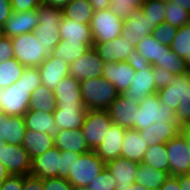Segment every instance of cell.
Here are the masks:
<instances>
[{
    "label": "cell",
    "mask_w": 190,
    "mask_h": 190,
    "mask_svg": "<svg viewBox=\"0 0 190 190\" xmlns=\"http://www.w3.org/2000/svg\"><path fill=\"white\" fill-rule=\"evenodd\" d=\"M41 85L38 67H25L19 80L0 89V111L10 116H24L29 110L31 94Z\"/></svg>",
    "instance_id": "obj_1"
},
{
    "label": "cell",
    "mask_w": 190,
    "mask_h": 190,
    "mask_svg": "<svg viewBox=\"0 0 190 190\" xmlns=\"http://www.w3.org/2000/svg\"><path fill=\"white\" fill-rule=\"evenodd\" d=\"M36 12L38 24L33 33L42 46H47V54L51 55L53 49L61 41L59 28L63 17L62 9L42 3Z\"/></svg>",
    "instance_id": "obj_2"
},
{
    "label": "cell",
    "mask_w": 190,
    "mask_h": 190,
    "mask_svg": "<svg viewBox=\"0 0 190 190\" xmlns=\"http://www.w3.org/2000/svg\"><path fill=\"white\" fill-rule=\"evenodd\" d=\"M83 104L88 109L108 110L119 96L115 86L107 79L93 77L80 81Z\"/></svg>",
    "instance_id": "obj_3"
},
{
    "label": "cell",
    "mask_w": 190,
    "mask_h": 190,
    "mask_svg": "<svg viewBox=\"0 0 190 190\" xmlns=\"http://www.w3.org/2000/svg\"><path fill=\"white\" fill-rule=\"evenodd\" d=\"M178 123L175 111L160 101L157 93L147 95L139 104L137 122L133 129L138 131L148 128L153 123Z\"/></svg>",
    "instance_id": "obj_4"
},
{
    "label": "cell",
    "mask_w": 190,
    "mask_h": 190,
    "mask_svg": "<svg viewBox=\"0 0 190 190\" xmlns=\"http://www.w3.org/2000/svg\"><path fill=\"white\" fill-rule=\"evenodd\" d=\"M105 167L106 163L97 156L95 151L91 150L80 154L73 162L67 180L76 190L87 188Z\"/></svg>",
    "instance_id": "obj_5"
},
{
    "label": "cell",
    "mask_w": 190,
    "mask_h": 190,
    "mask_svg": "<svg viewBox=\"0 0 190 190\" xmlns=\"http://www.w3.org/2000/svg\"><path fill=\"white\" fill-rule=\"evenodd\" d=\"M16 60L24 67H39L49 56L47 46H42L33 32L12 37Z\"/></svg>",
    "instance_id": "obj_6"
},
{
    "label": "cell",
    "mask_w": 190,
    "mask_h": 190,
    "mask_svg": "<svg viewBox=\"0 0 190 190\" xmlns=\"http://www.w3.org/2000/svg\"><path fill=\"white\" fill-rule=\"evenodd\" d=\"M112 124L108 110L88 109L81 132L90 150L94 151L100 146Z\"/></svg>",
    "instance_id": "obj_7"
},
{
    "label": "cell",
    "mask_w": 190,
    "mask_h": 190,
    "mask_svg": "<svg viewBox=\"0 0 190 190\" xmlns=\"http://www.w3.org/2000/svg\"><path fill=\"white\" fill-rule=\"evenodd\" d=\"M124 21L110 9L97 10L90 22L94 42H108L121 35Z\"/></svg>",
    "instance_id": "obj_8"
},
{
    "label": "cell",
    "mask_w": 190,
    "mask_h": 190,
    "mask_svg": "<svg viewBox=\"0 0 190 190\" xmlns=\"http://www.w3.org/2000/svg\"><path fill=\"white\" fill-rule=\"evenodd\" d=\"M138 108L139 103L126 91L123 94H119L108 108V111L113 124L130 129L137 122Z\"/></svg>",
    "instance_id": "obj_9"
},
{
    "label": "cell",
    "mask_w": 190,
    "mask_h": 190,
    "mask_svg": "<svg viewBox=\"0 0 190 190\" xmlns=\"http://www.w3.org/2000/svg\"><path fill=\"white\" fill-rule=\"evenodd\" d=\"M0 162L10 175H29L31 158L22 145L4 143L0 146Z\"/></svg>",
    "instance_id": "obj_10"
},
{
    "label": "cell",
    "mask_w": 190,
    "mask_h": 190,
    "mask_svg": "<svg viewBox=\"0 0 190 190\" xmlns=\"http://www.w3.org/2000/svg\"><path fill=\"white\" fill-rule=\"evenodd\" d=\"M170 176L190 175V152L184 137L179 133L166 144Z\"/></svg>",
    "instance_id": "obj_11"
},
{
    "label": "cell",
    "mask_w": 190,
    "mask_h": 190,
    "mask_svg": "<svg viewBox=\"0 0 190 190\" xmlns=\"http://www.w3.org/2000/svg\"><path fill=\"white\" fill-rule=\"evenodd\" d=\"M103 66L104 62L92 47L87 53L70 64L69 75L78 81L102 77Z\"/></svg>",
    "instance_id": "obj_12"
},
{
    "label": "cell",
    "mask_w": 190,
    "mask_h": 190,
    "mask_svg": "<svg viewBox=\"0 0 190 190\" xmlns=\"http://www.w3.org/2000/svg\"><path fill=\"white\" fill-rule=\"evenodd\" d=\"M93 48L104 63H118L126 61L128 55L136 48L128 39L121 35L108 42H94Z\"/></svg>",
    "instance_id": "obj_13"
},
{
    "label": "cell",
    "mask_w": 190,
    "mask_h": 190,
    "mask_svg": "<svg viewBox=\"0 0 190 190\" xmlns=\"http://www.w3.org/2000/svg\"><path fill=\"white\" fill-rule=\"evenodd\" d=\"M61 151L53 146L42 155L32 159L31 175L41 179L61 178Z\"/></svg>",
    "instance_id": "obj_14"
},
{
    "label": "cell",
    "mask_w": 190,
    "mask_h": 190,
    "mask_svg": "<svg viewBox=\"0 0 190 190\" xmlns=\"http://www.w3.org/2000/svg\"><path fill=\"white\" fill-rule=\"evenodd\" d=\"M38 69L41 76V84L54 91L62 79L69 75L70 65L51 54Z\"/></svg>",
    "instance_id": "obj_15"
},
{
    "label": "cell",
    "mask_w": 190,
    "mask_h": 190,
    "mask_svg": "<svg viewBox=\"0 0 190 190\" xmlns=\"http://www.w3.org/2000/svg\"><path fill=\"white\" fill-rule=\"evenodd\" d=\"M136 71L126 62L110 63L103 66L102 78L113 84L119 94H123L129 88Z\"/></svg>",
    "instance_id": "obj_16"
},
{
    "label": "cell",
    "mask_w": 190,
    "mask_h": 190,
    "mask_svg": "<svg viewBox=\"0 0 190 190\" xmlns=\"http://www.w3.org/2000/svg\"><path fill=\"white\" fill-rule=\"evenodd\" d=\"M37 24L38 15L36 9L24 12H12L2 27V35L12 38L17 35L34 32Z\"/></svg>",
    "instance_id": "obj_17"
},
{
    "label": "cell",
    "mask_w": 190,
    "mask_h": 190,
    "mask_svg": "<svg viewBox=\"0 0 190 190\" xmlns=\"http://www.w3.org/2000/svg\"><path fill=\"white\" fill-rule=\"evenodd\" d=\"M88 108L85 105H57L53 113L55 123L63 130H79L83 126Z\"/></svg>",
    "instance_id": "obj_18"
},
{
    "label": "cell",
    "mask_w": 190,
    "mask_h": 190,
    "mask_svg": "<svg viewBox=\"0 0 190 190\" xmlns=\"http://www.w3.org/2000/svg\"><path fill=\"white\" fill-rule=\"evenodd\" d=\"M25 131L23 116H10L0 111V142L21 145Z\"/></svg>",
    "instance_id": "obj_19"
},
{
    "label": "cell",
    "mask_w": 190,
    "mask_h": 190,
    "mask_svg": "<svg viewBox=\"0 0 190 190\" xmlns=\"http://www.w3.org/2000/svg\"><path fill=\"white\" fill-rule=\"evenodd\" d=\"M126 129L112 124L103 142L94 151L105 163L121 157V148Z\"/></svg>",
    "instance_id": "obj_20"
},
{
    "label": "cell",
    "mask_w": 190,
    "mask_h": 190,
    "mask_svg": "<svg viewBox=\"0 0 190 190\" xmlns=\"http://www.w3.org/2000/svg\"><path fill=\"white\" fill-rule=\"evenodd\" d=\"M140 163L122 157L106 162V169L116 180V188L131 187L135 183L136 172Z\"/></svg>",
    "instance_id": "obj_21"
},
{
    "label": "cell",
    "mask_w": 190,
    "mask_h": 190,
    "mask_svg": "<svg viewBox=\"0 0 190 190\" xmlns=\"http://www.w3.org/2000/svg\"><path fill=\"white\" fill-rule=\"evenodd\" d=\"M179 123H153L148 128L140 130L139 134L149 146L153 144L167 143L170 139L176 137L180 133Z\"/></svg>",
    "instance_id": "obj_22"
},
{
    "label": "cell",
    "mask_w": 190,
    "mask_h": 190,
    "mask_svg": "<svg viewBox=\"0 0 190 190\" xmlns=\"http://www.w3.org/2000/svg\"><path fill=\"white\" fill-rule=\"evenodd\" d=\"M135 100L140 104L147 95L157 93V87L154 82V67L150 65L143 68V71H136L135 77L127 89Z\"/></svg>",
    "instance_id": "obj_23"
},
{
    "label": "cell",
    "mask_w": 190,
    "mask_h": 190,
    "mask_svg": "<svg viewBox=\"0 0 190 190\" xmlns=\"http://www.w3.org/2000/svg\"><path fill=\"white\" fill-rule=\"evenodd\" d=\"M23 118L26 129L38 133H47L53 138L62 130L55 123L53 114L47 112L28 110Z\"/></svg>",
    "instance_id": "obj_24"
},
{
    "label": "cell",
    "mask_w": 190,
    "mask_h": 190,
    "mask_svg": "<svg viewBox=\"0 0 190 190\" xmlns=\"http://www.w3.org/2000/svg\"><path fill=\"white\" fill-rule=\"evenodd\" d=\"M54 146L60 151H70L79 154L90 152V148L86 140L79 130L63 129L54 137Z\"/></svg>",
    "instance_id": "obj_25"
},
{
    "label": "cell",
    "mask_w": 190,
    "mask_h": 190,
    "mask_svg": "<svg viewBox=\"0 0 190 190\" xmlns=\"http://www.w3.org/2000/svg\"><path fill=\"white\" fill-rule=\"evenodd\" d=\"M152 34L151 24L141 10L135 12V14L124 21L121 36L124 39H128L134 46H136L141 38Z\"/></svg>",
    "instance_id": "obj_26"
},
{
    "label": "cell",
    "mask_w": 190,
    "mask_h": 190,
    "mask_svg": "<svg viewBox=\"0 0 190 190\" xmlns=\"http://www.w3.org/2000/svg\"><path fill=\"white\" fill-rule=\"evenodd\" d=\"M59 31L61 39H64L67 42L81 41L83 43H88L93 47L94 41L90 24H81L74 20L62 17Z\"/></svg>",
    "instance_id": "obj_27"
},
{
    "label": "cell",
    "mask_w": 190,
    "mask_h": 190,
    "mask_svg": "<svg viewBox=\"0 0 190 190\" xmlns=\"http://www.w3.org/2000/svg\"><path fill=\"white\" fill-rule=\"evenodd\" d=\"M148 145L140 136L139 131L133 128L126 129L121 148V157L141 163Z\"/></svg>",
    "instance_id": "obj_28"
},
{
    "label": "cell",
    "mask_w": 190,
    "mask_h": 190,
    "mask_svg": "<svg viewBox=\"0 0 190 190\" xmlns=\"http://www.w3.org/2000/svg\"><path fill=\"white\" fill-rule=\"evenodd\" d=\"M57 105H84L80 81L70 75L62 79L54 90Z\"/></svg>",
    "instance_id": "obj_29"
},
{
    "label": "cell",
    "mask_w": 190,
    "mask_h": 190,
    "mask_svg": "<svg viewBox=\"0 0 190 190\" xmlns=\"http://www.w3.org/2000/svg\"><path fill=\"white\" fill-rule=\"evenodd\" d=\"M21 145L32 160L52 148L54 146V138L47 133H38L26 129Z\"/></svg>",
    "instance_id": "obj_30"
},
{
    "label": "cell",
    "mask_w": 190,
    "mask_h": 190,
    "mask_svg": "<svg viewBox=\"0 0 190 190\" xmlns=\"http://www.w3.org/2000/svg\"><path fill=\"white\" fill-rule=\"evenodd\" d=\"M184 83H188V73L176 75L170 85L157 91L160 101L176 111L183 100Z\"/></svg>",
    "instance_id": "obj_31"
},
{
    "label": "cell",
    "mask_w": 190,
    "mask_h": 190,
    "mask_svg": "<svg viewBox=\"0 0 190 190\" xmlns=\"http://www.w3.org/2000/svg\"><path fill=\"white\" fill-rule=\"evenodd\" d=\"M169 177L170 174L168 172L140 163L136 172L135 183L151 190H159Z\"/></svg>",
    "instance_id": "obj_32"
},
{
    "label": "cell",
    "mask_w": 190,
    "mask_h": 190,
    "mask_svg": "<svg viewBox=\"0 0 190 190\" xmlns=\"http://www.w3.org/2000/svg\"><path fill=\"white\" fill-rule=\"evenodd\" d=\"M169 46L159 43L152 34L147 35L144 38H141L139 43L135 46L136 51L144 57L150 65L155 67L158 63L161 62L162 57L164 56L165 50Z\"/></svg>",
    "instance_id": "obj_33"
},
{
    "label": "cell",
    "mask_w": 190,
    "mask_h": 190,
    "mask_svg": "<svg viewBox=\"0 0 190 190\" xmlns=\"http://www.w3.org/2000/svg\"><path fill=\"white\" fill-rule=\"evenodd\" d=\"M57 103L54 91L45 85H39L31 94L29 110L42 111L53 114L56 111Z\"/></svg>",
    "instance_id": "obj_34"
},
{
    "label": "cell",
    "mask_w": 190,
    "mask_h": 190,
    "mask_svg": "<svg viewBox=\"0 0 190 190\" xmlns=\"http://www.w3.org/2000/svg\"><path fill=\"white\" fill-rule=\"evenodd\" d=\"M92 47L88 43L67 42L64 39L57 44L53 49L52 55L60 58L62 61L67 62L69 65L76 59L87 53Z\"/></svg>",
    "instance_id": "obj_35"
},
{
    "label": "cell",
    "mask_w": 190,
    "mask_h": 190,
    "mask_svg": "<svg viewBox=\"0 0 190 190\" xmlns=\"http://www.w3.org/2000/svg\"><path fill=\"white\" fill-rule=\"evenodd\" d=\"M94 12L88 0H73L62 10L63 17L81 24H90Z\"/></svg>",
    "instance_id": "obj_36"
},
{
    "label": "cell",
    "mask_w": 190,
    "mask_h": 190,
    "mask_svg": "<svg viewBox=\"0 0 190 190\" xmlns=\"http://www.w3.org/2000/svg\"><path fill=\"white\" fill-rule=\"evenodd\" d=\"M165 143L153 144L148 147L141 163L154 169L169 173V158Z\"/></svg>",
    "instance_id": "obj_37"
},
{
    "label": "cell",
    "mask_w": 190,
    "mask_h": 190,
    "mask_svg": "<svg viewBox=\"0 0 190 190\" xmlns=\"http://www.w3.org/2000/svg\"><path fill=\"white\" fill-rule=\"evenodd\" d=\"M24 68L16 58H11L6 62L0 63V89L7 88L16 83L21 77Z\"/></svg>",
    "instance_id": "obj_38"
},
{
    "label": "cell",
    "mask_w": 190,
    "mask_h": 190,
    "mask_svg": "<svg viewBox=\"0 0 190 190\" xmlns=\"http://www.w3.org/2000/svg\"><path fill=\"white\" fill-rule=\"evenodd\" d=\"M165 2L157 0H144L141 11L151 24L153 31L159 24L165 22Z\"/></svg>",
    "instance_id": "obj_39"
},
{
    "label": "cell",
    "mask_w": 190,
    "mask_h": 190,
    "mask_svg": "<svg viewBox=\"0 0 190 190\" xmlns=\"http://www.w3.org/2000/svg\"><path fill=\"white\" fill-rule=\"evenodd\" d=\"M144 0H110V11L120 17L122 21L128 20L136 11L141 10Z\"/></svg>",
    "instance_id": "obj_40"
},
{
    "label": "cell",
    "mask_w": 190,
    "mask_h": 190,
    "mask_svg": "<svg viewBox=\"0 0 190 190\" xmlns=\"http://www.w3.org/2000/svg\"><path fill=\"white\" fill-rule=\"evenodd\" d=\"M170 49L184 60L190 55V23L177 28Z\"/></svg>",
    "instance_id": "obj_41"
},
{
    "label": "cell",
    "mask_w": 190,
    "mask_h": 190,
    "mask_svg": "<svg viewBox=\"0 0 190 190\" xmlns=\"http://www.w3.org/2000/svg\"><path fill=\"white\" fill-rule=\"evenodd\" d=\"M155 67H162L174 75L188 73V68L185 60L179 57L174 51H172L170 49V46L165 50L161 62L158 63Z\"/></svg>",
    "instance_id": "obj_42"
},
{
    "label": "cell",
    "mask_w": 190,
    "mask_h": 190,
    "mask_svg": "<svg viewBox=\"0 0 190 190\" xmlns=\"http://www.w3.org/2000/svg\"><path fill=\"white\" fill-rule=\"evenodd\" d=\"M165 10V23L175 28H180L190 23V12L176 5L173 1L165 4Z\"/></svg>",
    "instance_id": "obj_43"
},
{
    "label": "cell",
    "mask_w": 190,
    "mask_h": 190,
    "mask_svg": "<svg viewBox=\"0 0 190 190\" xmlns=\"http://www.w3.org/2000/svg\"><path fill=\"white\" fill-rule=\"evenodd\" d=\"M175 116L180 125L190 118V72H188V83H184L183 100L179 103Z\"/></svg>",
    "instance_id": "obj_44"
},
{
    "label": "cell",
    "mask_w": 190,
    "mask_h": 190,
    "mask_svg": "<svg viewBox=\"0 0 190 190\" xmlns=\"http://www.w3.org/2000/svg\"><path fill=\"white\" fill-rule=\"evenodd\" d=\"M90 190H115V177L105 169L88 185Z\"/></svg>",
    "instance_id": "obj_45"
},
{
    "label": "cell",
    "mask_w": 190,
    "mask_h": 190,
    "mask_svg": "<svg viewBox=\"0 0 190 190\" xmlns=\"http://www.w3.org/2000/svg\"><path fill=\"white\" fill-rule=\"evenodd\" d=\"M177 33V28L174 26L163 23L159 24L153 31L152 36L164 45L170 46Z\"/></svg>",
    "instance_id": "obj_46"
},
{
    "label": "cell",
    "mask_w": 190,
    "mask_h": 190,
    "mask_svg": "<svg viewBox=\"0 0 190 190\" xmlns=\"http://www.w3.org/2000/svg\"><path fill=\"white\" fill-rule=\"evenodd\" d=\"M43 181V190H76L67 179L53 177L45 178Z\"/></svg>",
    "instance_id": "obj_47"
},
{
    "label": "cell",
    "mask_w": 190,
    "mask_h": 190,
    "mask_svg": "<svg viewBox=\"0 0 190 190\" xmlns=\"http://www.w3.org/2000/svg\"><path fill=\"white\" fill-rule=\"evenodd\" d=\"M176 75L166 71L162 67H154V82L157 87V91L170 85Z\"/></svg>",
    "instance_id": "obj_48"
},
{
    "label": "cell",
    "mask_w": 190,
    "mask_h": 190,
    "mask_svg": "<svg viewBox=\"0 0 190 190\" xmlns=\"http://www.w3.org/2000/svg\"><path fill=\"white\" fill-rule=\"evenodd\" d=\"M79 155V153L75 152L61 151V178H68L72 164L78 159Z\"/></svg>",
    "instance_id": "obj_49"
},
{
    "label": "cell",
    "mask_w": 190,
    "mask_h": 190,
    "mask_svg": "<svg viewBox=\"0 0 190 190\" xmlns=\"http://www.w3.org/2000/svg\"><path fill=\"white\" fill-rule=\"evenodd\" d=\"M15 58L13 51L12 38L8 36H0V63L6 62L8 59Z\"/></svg>",
    "instance_id": "obj_50"
},
{
    "label": "cell",
    "mask_w": 190,
    "mask_h": 190,
    "mask_svg": "<svg viewBox=\"0 0 190 190\" xmlns=\"http://www.w3.org/2000/svg\"><path fill=\"white\" fill-rule=\"evenodd\" d=\"M13 12L35 10L43 0H10Z\"/></svg>",
    "instance_id": "obj_51"
},
{
    "label": "cell",
    "mask_w": 190,
    "mask_h": 190,
    "mask_svg": "<svg viewBox=\"0 0 190 190\" xmlns=\"http://www.w3.org/2000/svg\"><path fill=\"white\" fill-rule=\"evenodd\" d=\"M126 62L135 70V71H143V68H148L150 63L140 55L139 52L132 51L126 60Z\"/></svg>",
    "instance_id": "obj_52"
},
{
    "label": "cell",
    "mask_w": 190,
    "mask_h": 190,
    "mask_svg": "<svg viewBox=\"0 0 190 190\" xmlns=\"http://www.w3.org/2000/svg\"><path fill=\"white\" fill-rule=\"evenodd\" d=\"M24 175H9L0 186V190H22Z\"/></svg>",
    "instance_id": "obj_53"
},
{
    "label": "cell",
    "mask_w": 190,
    "mask_h": 190,
    "mask_svg": "<svg viewBox=\"0 0 190 190\" xmlns=\"http://www.w3.org/2000/svg\"><path fill=\"white\" fill-rule=\"evenodd\" d=\"M22 190H43V181L40 177L31 174L24 175Z\"/></svg>",
    "instance_id": "obj_54"
},
{
    "label": "cell",
    "mask_w": 190,
    "mask_h": 190,
    "mask_svg": "<svg viewBox=\"0 0 190 190\" xmlns=\"http://www.w3.org/2000/svg\"><path fill=\"white\" fill-rule=\"evenodd\" d=\"M13 12L10 0H0V27L2 28Z\"/></svg>",
    "instance_id": "obj_55"
},
{
    "label": "cell",
    "mask_w": 190,
    "mask_h": 190,
    "mask_svg": "<svg viewBox=\"0 0 190 190\" xmlns=\"http://www.w3.org/2000/svg\"><path fill=\"white\" fill-rule=\"evenodd\" d=\"M159 190H182V189L178 183V178L176 176H170L160 187Z\"/></svg>",
    "instance_id": "obj_56"
},
{
    "label": "cell",
    "mask_w": 190,
    "mask_h": 190,
    "mask_svg": "<svg viewBox=\"0 0 190 190\" xmlns=\"http://www.w3.org/2000/svg\"><path fill=\"white\" fill-rule=\"evenodd\" d=\"M94 11L107 10L110 7V0H88Z\"/></svg>",
    "instance_id": "obj_57"
},
{
    "label": "cell",
    "mask_w": 190,
    "mask_h": 190,
    "mask_svg": "<svg viewBox=\"0 0 190 190\" xmlns=\"http://www.w3.org/2000/svg\"><path fill=\"white\" fill-rule=\"evenodd\" d=\"M73 0H43V3L54 8L64 9Z\"/></svg>",
    "instance_id": "obj_58"
},
{
    "label": "cell",
    "mask_w": 190,
    "mask_h": 190,
    "mask_svg": "<svg viewBox=\"0 0 190 190\" xmlns=\"http://www.w3.org/2000/svg\"><path fill=\"white\" fill-rule=\"evenodd\" d=\"M176 177L182 190H190V175H179Z\"/></svg>",
    "instance_id": "obj_59"
},
{
    "label": "cell",
    "mask_w": 190,
    "mask_h": 190,
    "mask_svg": "<svg viewBox=\"0 0 190 190\" xmlns=\"http://www.w3.org/2000/svg\"><path fill=\"white\" fill-rule=\"evenodd\" d=\"M9 175L10 174L7 168L0 162V186L3 184V182L7 179Z\"/></svg>",
    "instance_id": "obj_60"
},
{
    "label": "cell",
    "mask_w": 190,
    "mask_h": 190,
    "mask_svg": "<svg viewBox=\"0 0 190 190\" xmlns=\"http://www.w3.org/2000/svg\"><path fill=\"white\" fill-rule=\"evenodd\" d=\"M176 5H179L181 8H184V10L190 12V0H171Z\"/></svg>",
    "instance_id": "obj_61"
},
{
    "label": "cell",
    "mask_w": 190,
    "mask_h": 190,
    "mask_svg": "<svg viewBox=\"0 0 190 190\" xmlns=\"http://www.w3.org/2000/svg\"><path fill=\"white\" fill-rule=\"evenodd\" d=\"M180 134H189L190 135V118L187 119L180 125Z\"/></svg>",
    "instance_id": "obj_62"
},
{
    "label": "cell",
    "mask_w": 190,
    "mask_h": 190,
    "mask_svg": "<svg viewBox=\"0 0 190 190\" xmlns=\"http://www.w3.org/2000/svg\"><path fill=\"white\" fill-rule=\"evenodd\" d=\"M115 190H151V189L145 188L137 183H132L131 187L115 188Z\"/></svg>",
    "instance_id": "obj_63"
},
{
    "label": "cell",
    "mask_w": 190,
    "mask_h": 190,
    "mask_svg": "<svg viewBox=\"0 0 190 190\" xmlns=\"http://www.w3.org/2000/svg\"><path fill=\"white\" fill-rule=\"evenodd\" d=\"M181 135L184 137L187 143V148H189V152H190V135L189 134H181Z\"/></svg>",
    "instance_id": "obj_64"
},
{
    "label": "cell",
    "mask_w": 190,
    "mask_h": 190,
    "mask_svg": "<svg viewBox=\"0 0 190 190\" xmlns=\"http://www.w3.org/2000/svg\"><path fill=\"white\" fill-rule=\"evenodd\" d=\"M185 63L187 65L188 72H190V55L186 58Z\"/></svg>",
    "instance_id": "obj_65"
},
{
    "label": "cell",
    "mask_w": 190,
    "mask_h": 190,
    "mask_svg": "<svg viewBox=\"0 0 190 190\" xmlns=\"http://www.w3.org/2000/svg\"><path fill=\"white\" fill-rule=\"evenodd\" d=\"M157 1L168 3V2H170L171 0H157Z\"/></svg>",
    "instance_id": "obj_66"
},
{
    "label": "cell",
    "mask_w": 190,
    "mask_h": 190,
    "mask_svg": "<svg viewBox=\"0 0 190 190\" xmlns=\"http://www.w3.org/2000/svg\"><path fill=\"white\" fill-rule=\"evenodd\" d=\"M79 190H90V189H88V188H82V189H79Z\"/></svg>",
    "instance_id": "obj_67"
},
{
    "label": "cell",
    "mask_w": 190,
    "mask_h": 190,
    "mask_svg": "<svg viewBox=\"0 0 190 190\" xmlns=\"http://www.w3.org/2000/svg\"><path fill=\"white\" fill-rule=\"evenodd\" d=\"M2 35V28L0 27V36Z\"/></svg>",
    "instance_id": "obj_68"
}]
</instances>
